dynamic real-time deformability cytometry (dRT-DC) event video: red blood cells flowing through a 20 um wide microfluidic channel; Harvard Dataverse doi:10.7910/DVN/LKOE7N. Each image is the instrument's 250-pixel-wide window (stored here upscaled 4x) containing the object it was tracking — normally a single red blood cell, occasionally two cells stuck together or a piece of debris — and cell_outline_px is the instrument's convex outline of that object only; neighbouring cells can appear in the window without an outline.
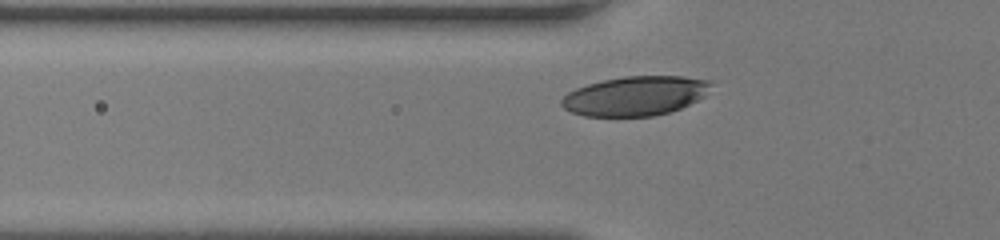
{"species": "human", "species_latin": "Homo sapiens", "temperature_condition": "room temperature", "stored_images_in_passage": 31, "camera_frame_rate_fps": 3000, "um_per_image_px": 0.085, "donor": {"sex": "female"}, "frame": {"image": 1, "passage_image": 7, "time_ms": 2.0, "image_size_px": [1000, 240], "cell_outline_px": [[712, 84], [704, 96], [680, 108], [668, 112], [652, 116], [584, 116], [572, 112], [564, 108], [560, 104], [560, 100], [568, 92], [576, 88], [588, 84], [604, 80], [624, 76], [684, 76], [712, 80]], "centroid_in_image_um": [53.99, 8.14], "position_along_channel_um": 71.8, "area_um2": 34.22}}
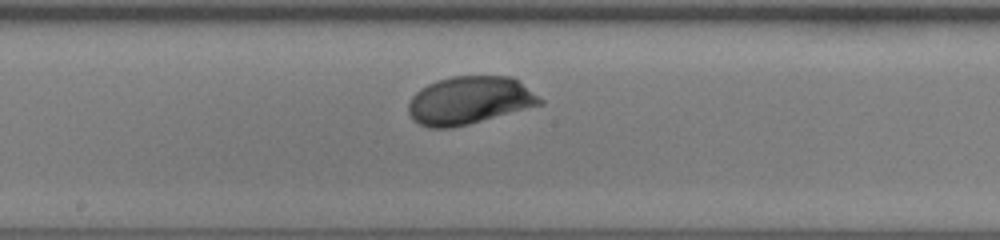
{"frame": {"image": 2, "passage_image": 17, "time_ms": 5.333, "image_size_px": [1000, 240], "cell_outline_px": [[544, 104], [468, 124], [448, 128], [428, 128], [412, 120], [408, 112], [408, 104], [412, 96], [420, 88], [436, 80], [452, 76], [512, 76], [544, 100]], "centroid_in_image_um": [39.88, 8.53], "position_along_channel_um": 208.3, "area_um2": 36.76}}
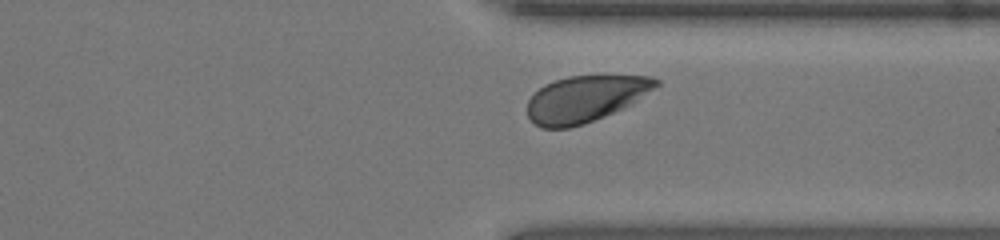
{"frame": {"image": 3, "passage_image": 28, "time_ms": 9.0, "image_size_px": [1000, 240], "cell_outline_px": [[660, 84], [628, 104], [604, 116], [584, 124], [568, 128], [540, 128], [528, 116], [528, 100], [544, 84], [568, 76], [652, 76], [660, 80]], "centroid_in_image_um": [49.71, 8.4], "position_along_channel_um": 361.7, "area_um2": 34.04}, "authors_computed_cell_mechanics": {"area_um2": 35.7782, "velocity_mm_per_s": 4.1547, "shape_relaxation_time_tau1_ms": 2.2652, "shape_relaxation_time_tau2_ms": null, "deformation_change_tau1": 0.1038, "deformation_change_tau2": null}}